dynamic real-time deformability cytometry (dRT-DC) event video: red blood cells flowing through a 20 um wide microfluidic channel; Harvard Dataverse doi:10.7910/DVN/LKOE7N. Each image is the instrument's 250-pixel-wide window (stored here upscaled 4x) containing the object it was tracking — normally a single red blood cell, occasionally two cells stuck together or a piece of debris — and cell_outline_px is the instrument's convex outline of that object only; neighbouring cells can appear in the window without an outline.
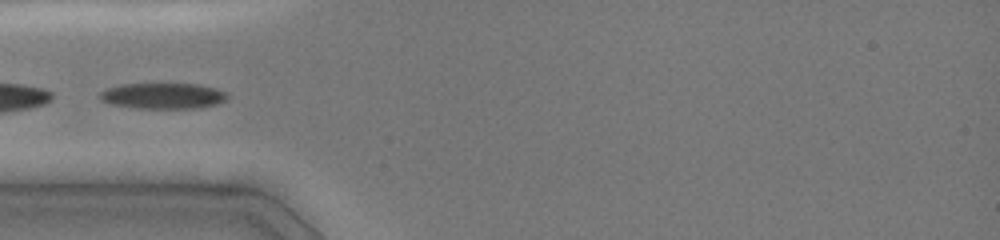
{"species": "common noctule bat (a hibernating species)", "species_latin": "Nyctalus noctula", "temperature_condition": "cold", "stored_images_in_passage": 13, "camera_frame_rate_fps": 3000, "um_per_image_px": 0.085, "animal": {"sex": "female", "body_mass_g": 19.0, "forearm_length_mm": 51.5}, "frame": {"image": 1, "passage_image": 10, "time_ms": 4.0, "image_size_px": [1000, 240], "cell_outline_px": [[228, 100], [216, 104], [200, 108], [136, 108], [112, 104], [100, 100], [100, 92], [104, 88], [120, 84], [200, 84], [216, 88], [224, 92], [228, 96]], "centroid_in_image_um": [13.85, 8.14], "position_along_channel_um": 71.1, "area_um2": 19.31}}